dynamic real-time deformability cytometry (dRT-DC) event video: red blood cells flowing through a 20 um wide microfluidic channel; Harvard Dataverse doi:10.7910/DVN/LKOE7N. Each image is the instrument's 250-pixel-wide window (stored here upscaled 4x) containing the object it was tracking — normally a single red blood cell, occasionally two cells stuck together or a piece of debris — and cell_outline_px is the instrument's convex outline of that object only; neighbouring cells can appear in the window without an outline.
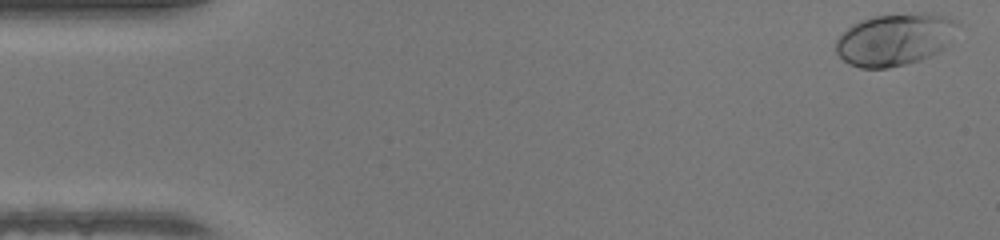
{"species": "human", "species_latin": "Homo sapiens", "temperature_condition": "warm", "stored_images_in_passage": 49, "camera_frame_rate_fps": 3000, "um_per_image_px": 0.085, "donor": {"sex": "female"}, "frame": {"image": 1, "passage_image": 2, "time_ms": 0.333, "image_size_px": [1000, 240], "cell_outline_px": [[960, 24], [944, 48], [920, 60], [888, 68], [860, 68], [848, 64], [836, 52], [836, 40], [852, 24], [876, 16], [940, 16], [956, 20]], "centroid_in_image_um": [76.0, 3.41], "position_along_channel_um": 9.0, "area_um2": 35.55}}
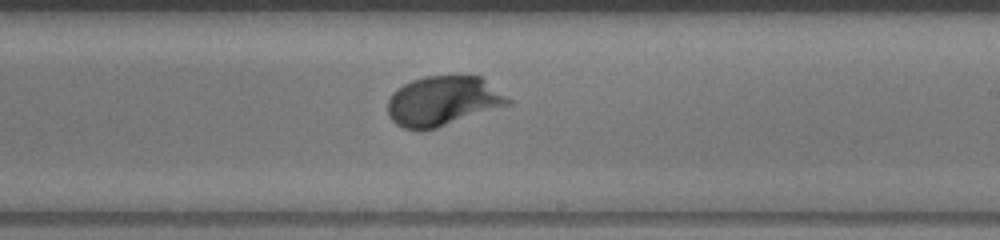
{"frame": {"image": 2, "passage_image": 29, "time_ms": 9.333, "image_size_px": [1000, 240], "cell_outline_px": [[512, 104], [436, 128], [420, 132], [404, 128], [396, 124], [388, 116], [388, 100], [392, 92], [404, 84], [412, 80], [424, 76], [480, 76], [512, 100]], "centroid_in_image_um": [37.63, 8.6], "position_along_channel_um": 251.4, "area_um2": 34.97}}
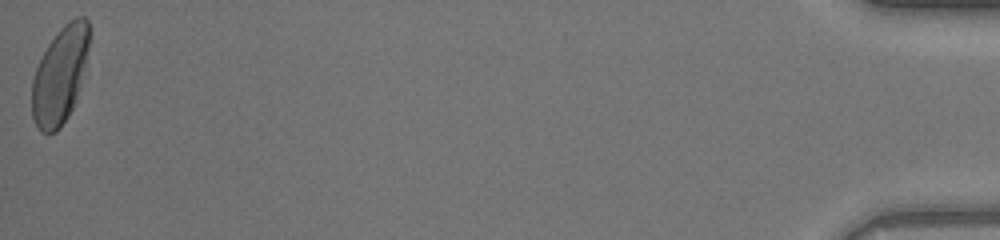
{"frame": {"image": 3, "passage_image": 49, "time_ms": 16.0, "image_size_px": [1000, 240], "cell_outline_px": [[92, 36], [80, 88], [72, 108], [68, 116], [60, 128], [56, 132], [40, 132], [32, 116], [32, 80], [36, 68], [48, 44], [56, 32], [68, 20], [76, 16], [84, 16], [88, 20]], "centroid_in_image_um": [5.14, 6.33], "position_along_channel_um": 430.1, "area_um2": 32.77}, "authors_computed_cell_mechanics": {"area_um2": 32.5992, "velocity_mm_per_s": 4.2458, "shape_relaxation_time_tau1_ms": 1.6512, "shape_relaxation_time_tau2_ms": null, "deformation_change_tau1": 0.1318, "deformation_change_tau2": null}}